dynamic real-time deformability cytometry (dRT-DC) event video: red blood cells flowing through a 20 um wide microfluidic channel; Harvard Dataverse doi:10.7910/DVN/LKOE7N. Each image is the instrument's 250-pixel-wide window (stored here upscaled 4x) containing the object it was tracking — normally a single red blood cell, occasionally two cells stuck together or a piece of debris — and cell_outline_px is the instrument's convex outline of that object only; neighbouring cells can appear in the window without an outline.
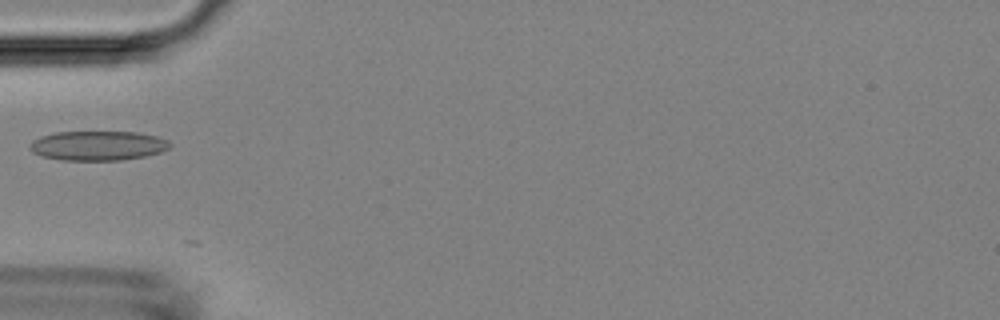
{"species": "Egyptian fruit bat (a non-hibernating species)", "species_latin": "Rousettus aegyptiacus", "temperature_condition": "room temperature", "stored_images_in_passage": 6, "camera_frame_rate_fps": 3000, "um_per_image_px": 0.085, "animal": {"sex": "female"}, "frame": {"image": 1, "passage_image": 5, "time_ms": 4.333, "image_size_px": [1000, 320], "cell_outline_px": [[172, 144], [168, 148], [160, 152], [144, 156], [120, 160], [60, 160], [40, 156], [32, 152], [28, 148], [28, 144], [32, 140], [40, 136], [56, 132], [136, 132], [156, 136], [168, 140]], "centroid_in_image_um": [8.26, 12.38], "position_along_channel_um": 76.7, "area_um2": 24.22}}